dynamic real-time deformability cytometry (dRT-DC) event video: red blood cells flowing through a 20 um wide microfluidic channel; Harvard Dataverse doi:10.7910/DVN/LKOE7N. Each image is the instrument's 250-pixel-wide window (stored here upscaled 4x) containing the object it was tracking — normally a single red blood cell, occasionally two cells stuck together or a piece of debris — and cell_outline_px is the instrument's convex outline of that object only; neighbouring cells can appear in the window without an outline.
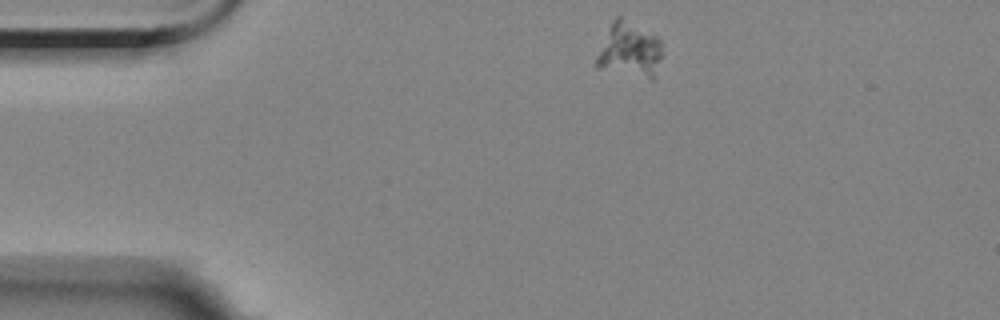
{"species": "Egyptian fruit bat (a non-hibernating species)", "species_latin": "Rousettus aegyptiacus", "temperature_condition": "room temperature", "stored_images_in_passage": 3, "camera_frame_rate_fps": 3000, "um_per_image_px": 0.085, "animal": {"sex": "female"}, "frame": {"image": 1, "passage_image": 1, "time_ms": 0.0, "image_size_px": [1000, 320], "cell_outline_px": [[664, 56], [656, 80], [652, 80], [596, 68], [596, 56], [612, 20], [616, 16], [620, 16], [656, 36], [660, 40], [664, 52]], "centroid_in_image_um": [53.57, 4.31], "position_along_channel_um": 31.4, "area_um2": 21.62}}